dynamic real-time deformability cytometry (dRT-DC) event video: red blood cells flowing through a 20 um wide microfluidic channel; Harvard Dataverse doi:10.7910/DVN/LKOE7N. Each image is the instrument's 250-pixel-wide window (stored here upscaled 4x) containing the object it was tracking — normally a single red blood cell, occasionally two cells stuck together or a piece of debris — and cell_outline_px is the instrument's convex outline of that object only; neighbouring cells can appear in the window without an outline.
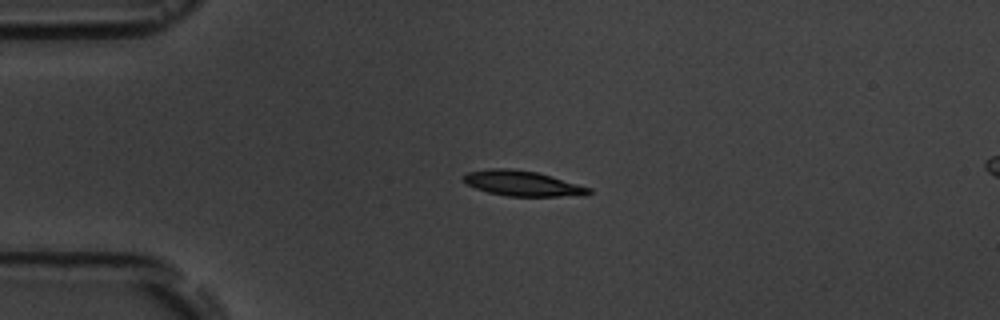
{"species": "common noctule bat (a hibernating species)", "species_latin": "Nyctalus noctula", "temperature_condition": "room temperature", "stored_images_in_passage": 5, "camera_frame_rate_fps": 3000, "um_per_image_px": 0.085, "animal": {"sex": "male", "body_mass_g": 19.5, "forearm_length_mm": 54.6}, "frame": {"image": 1, "passage_image": 3, "time_ms": 2.333, "image_size_px": [1000, 320], "cell_outline_px": [[592, 192], [584, 196], [508, 196], [488, 192], [464, 184], [464, 176], [468, 172], [488, 168], [508, 168], [536, 172], [552, 176], [592, 188]], "centroid_in_image_um": [44.43, 15.59], "position_along_channel_um": 40.6, "area_um2": 18.5}}